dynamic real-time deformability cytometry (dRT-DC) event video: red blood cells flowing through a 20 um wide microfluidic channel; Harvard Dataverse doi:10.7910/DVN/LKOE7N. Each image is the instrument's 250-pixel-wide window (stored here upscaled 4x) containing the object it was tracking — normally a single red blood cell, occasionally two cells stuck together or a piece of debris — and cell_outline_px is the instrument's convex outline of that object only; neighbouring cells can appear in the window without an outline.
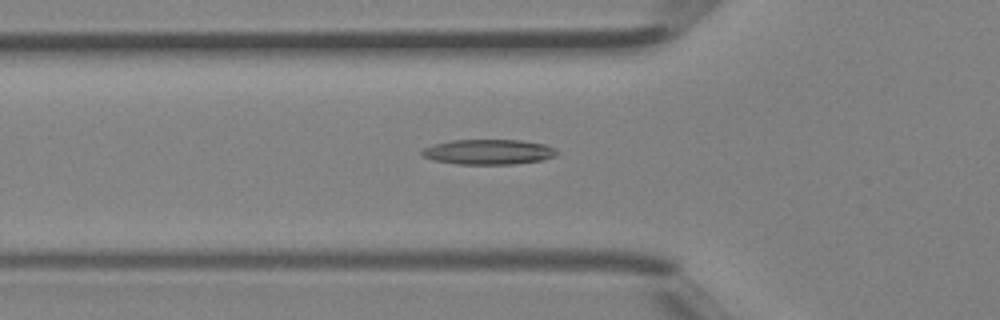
{"species": "Egyptian fruit bat (a non-hibernating species)", "species_latin": "Rousettus aegyptiacus", "temperature_condition": "room temperature", "stored_images_in_passage": 35, "camera_frame_rate_fps": 3000, "um_per_image_px": 0.085, "animal": {"sex": "female"}, "frame": {"image": 1, "passage_image": 8, "time_ms": 2.333, "image_size_px": [1000, 320], "cell_outline_px": [[560, 152], [556, 156], [540, 160], [512, 164], [456, 164], [432, 160], [424, 156], [420, 152], [424, 148], [432, 144], [452, 140], [520, 140], [544, 144], [556, 148]], "centroid_in_image_um": [41.52, 12.91], "position_along_channel_um": 84.3, "area_um2": 19.83}}
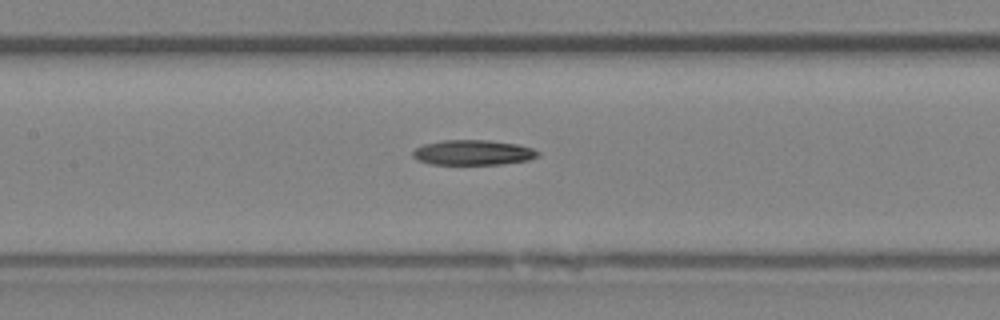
{"frame": {"image": 2, "passage_image": 13, "time_ms": 4.0, "image_size_px": [1000, 320], "cell_outline_px": [[540, 156], [528, 160], [500, 164], [428, 164], [412, 156], [412, 152], [416, 148], [424, 144], [444, 140], [488, 140], [516, 144], [532, 148], [540, 152]], "centroid_in_image_um": [40.22, 12.96], "position_along_channel_um": 167.2, "area_um2": 18.21}}
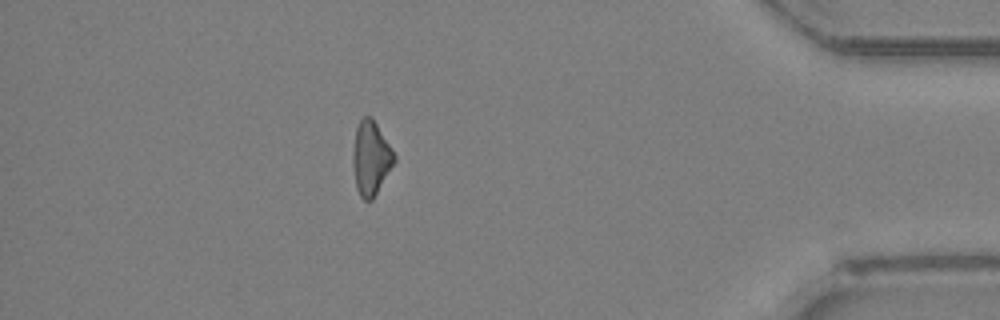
{"frame": {"image": 3, "passage_image": 30, "time_ms": 9.667, "image_size_px": [1000, 320], "cell_outline_px": [[396, 160], [372, 200], [364, 200], [360, 196], [356, 188], [352, 164], [352, 156], [356, 128], [360, 120], [364, 116], [372, 116], [392, 148], [396, 156]], "centroid_in_image_um": [31.52, 13.42], "position_along_channel_um": 403.7, "area_um2": 17.86}}